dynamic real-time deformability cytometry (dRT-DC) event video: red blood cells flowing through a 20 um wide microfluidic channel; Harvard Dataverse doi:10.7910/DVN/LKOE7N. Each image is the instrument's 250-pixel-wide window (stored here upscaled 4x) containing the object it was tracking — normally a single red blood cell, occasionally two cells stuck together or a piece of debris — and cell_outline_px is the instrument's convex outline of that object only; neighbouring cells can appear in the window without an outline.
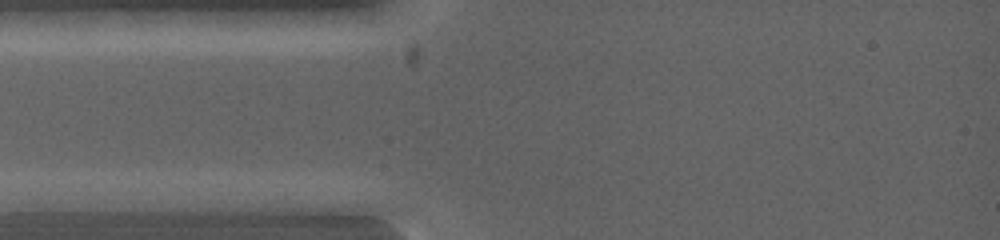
{"species": "common noctule bat (a hibernating species)", "species_latin": "Nyctalus noctula", "temperature_condition": "warm", "stored_images_in_passage": 3, "camera_frame_rate_fps": 5000, "um_per_image_px": 0.085, "animal": {"sex": "female", "body_mass_g": 19.0, "forearm_length_mm": 53.3}, "frame": {"image": 1, "passage_image": 1, "time_ms": 0.0, "image_size_px": [1000, 240], "cell_outline_px": [[116, 200], [96, 212], [16, 212], [12, 200], [64, 192], [88, 192]], "centroid_in_image_um": [5.35, 17.25], "position_along_channel_um": 79.7, "area_um2": 11.68}}